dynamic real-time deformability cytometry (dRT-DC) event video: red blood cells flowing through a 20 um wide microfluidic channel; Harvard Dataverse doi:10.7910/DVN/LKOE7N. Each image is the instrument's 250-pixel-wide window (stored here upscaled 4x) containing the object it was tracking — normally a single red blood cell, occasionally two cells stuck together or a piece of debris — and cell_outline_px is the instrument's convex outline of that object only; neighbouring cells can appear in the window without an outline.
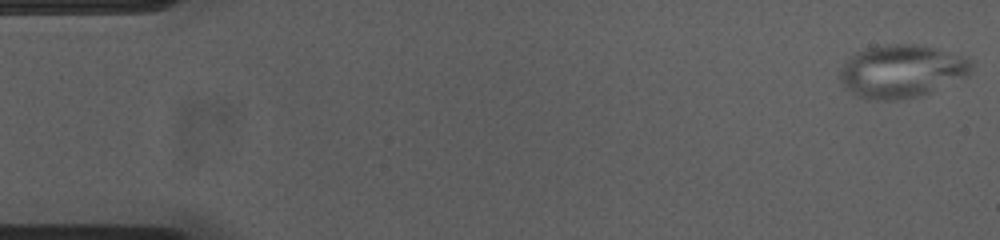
{"species": "common noctule bat (a hibernating species)", "species_latin": "Nyctalus noctula", "temperature_condition": "cold", "stored_images_in_passage": 54, "camera_frame_rate_fps": 3000, "um_per_image_px": 0.085, "animal": {"sex": "female", "body_mass_g": 23.0, "forearm_length_mm": 53.4}, "frame": {"image": 1, "passage_image": 1, "time_ms": 0.0, "image_size_px": [1000, 240], "cell_outline_px": [[976, 60], [972, 72], [968, 76], [920, 96], [896, 100], [876, 100], [860, 96], [844, 88], [840, 80], [840, 68], [856, 52], [864, 48], [884, 44], [916, 44], [936, 48]], "centroid_in_image_um": [76.69, 6.04], "position_along_channel_um": 8.3, "area_um2": 40.81}}
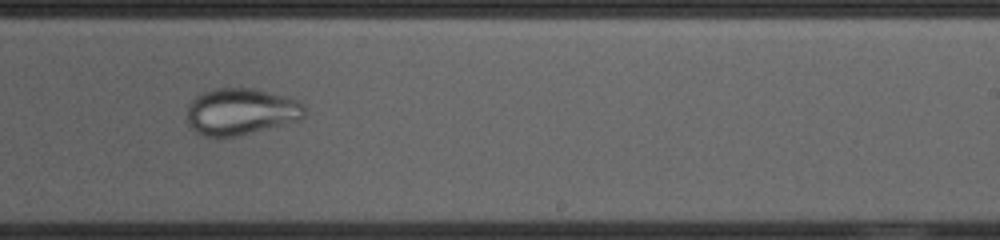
{"frame": {"image": 2, "passage_image": 33, "time_ms": 10.667, "image_size_px": [1000, 240], "cell_outline_px": [[304, 116], [300, 120], [236, 136], [204, 136], [196, 132], [188, 124], [188, 104], [196, 96], [204, 92], [216, 88], [252, 88], [284, 96], [296, 100], [304, 104]], "centroid_in_image_um": [20.46, 9.48], "position_along_channel_um": 268.5, "area_um2": 31.62}}
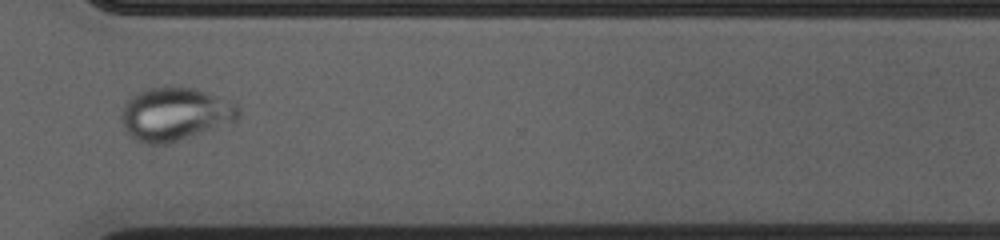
{"frame": {"image": 3, "passage_image": 40, "time_ms": 13.0, "image_size_px": [1000, 240], "cell_outline_px": [[240, 112], [236, 120], [168, 144], [144, 144], [136, 140], [124, 128], [120, 120], [120, 108], [136, 92], [148, 88], [196, 88], [236, 100]], "centroid_in_image_um": [14.87, 9.68], "position_along_channel_um": 355.7, "area_um2": 36.47}}